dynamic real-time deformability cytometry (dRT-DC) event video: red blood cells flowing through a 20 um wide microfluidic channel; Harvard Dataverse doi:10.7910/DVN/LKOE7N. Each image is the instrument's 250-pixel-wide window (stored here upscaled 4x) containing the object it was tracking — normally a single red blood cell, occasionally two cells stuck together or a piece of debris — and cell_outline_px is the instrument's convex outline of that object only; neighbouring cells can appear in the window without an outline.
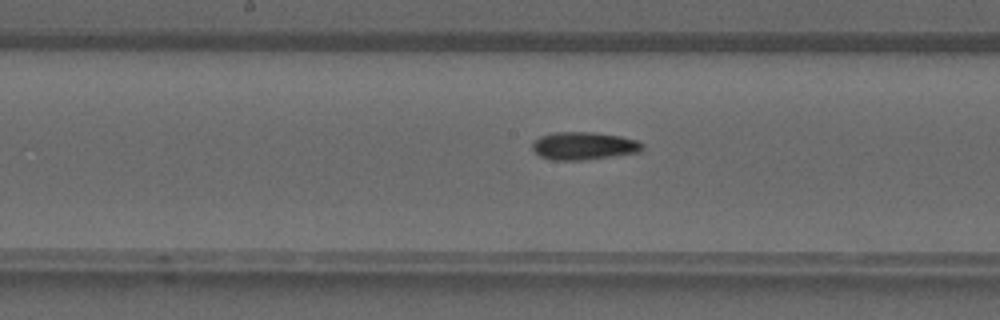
{"species": "common noctule bat (a hibernating species)", "species_latin": "Nyctalus noctula", "temperature_condition": "warm", "stored_images_in_passage": 42, "camera_frame_rate_fps": 3000, "um_per_image_px": 0.085, "animal": {"sex": "male", "forearm_length_mm": 52.5}, "frame": {"image": 1, "passage_image": 22, "time_ms": 7.0, "image_size_px": [1000, 320], "cell_outline_px": [[644, 148], [640, 152], [584, 160], [552, 160], [540, 156], [532, 148], [532, 140], [540, 136], [552, 132], [592, 132], [620, 136], [636, 140], [644, 144]], "centroid_in_image_um": [49.6, 12.39], "position_along_channel_um": 198.6, "area_um2": 17.92}}
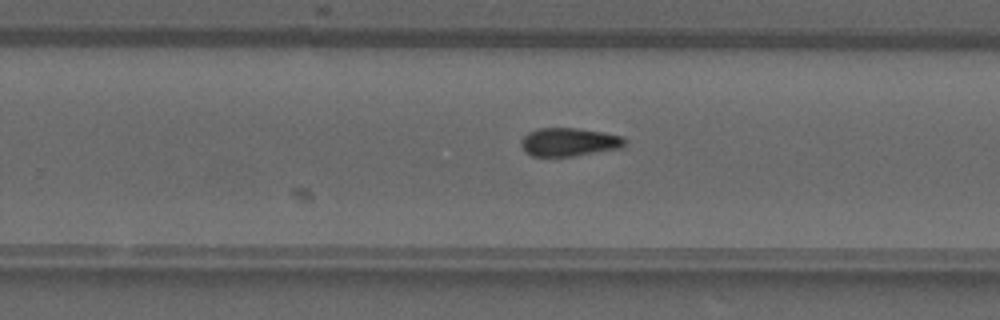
{"frame": {"image": 2, "passage_image": 27, "time_ms": 8.667, "image_size_px": [1000, 320], "cell_outline_px": [[628, 140], [620, 148], [572, 156], [532, 156], [524, 152], [520, 144], [520, 140], [528, 132], [540, 128], [576, 128], [604, 132], [624, 136]], "centroid_in_image_um": [48.36, 12.07], "position_along_channel_um": 281.4, "area_um2": 17.22}}
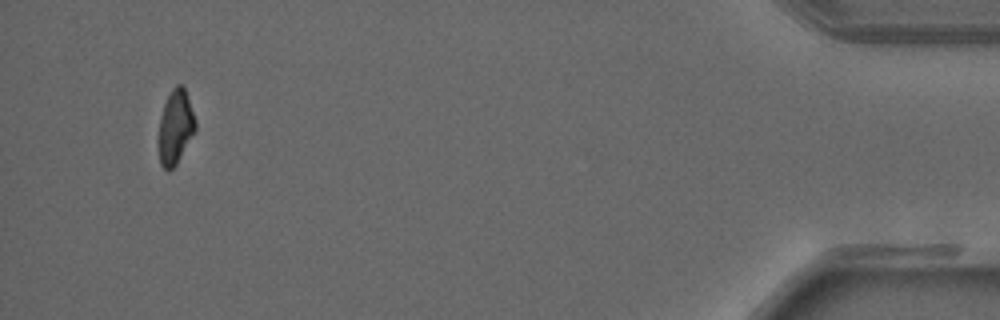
{"frame": {"image": 3, "passage_image": 40, "time_ms": 13.0, "image_size_px": [1000, 320], "cell_outline_px": [[196, 128], [176, 164], [168, 172], [160, 164], [160, 116], [164, 104], [172, 88], [176, 84], [180, 84], [184, 88], [196, 120]], "centroid_in_image_um": [14.92, 10.78], "position_along_channel_um": 420.3, "area_um2": 15.37}}